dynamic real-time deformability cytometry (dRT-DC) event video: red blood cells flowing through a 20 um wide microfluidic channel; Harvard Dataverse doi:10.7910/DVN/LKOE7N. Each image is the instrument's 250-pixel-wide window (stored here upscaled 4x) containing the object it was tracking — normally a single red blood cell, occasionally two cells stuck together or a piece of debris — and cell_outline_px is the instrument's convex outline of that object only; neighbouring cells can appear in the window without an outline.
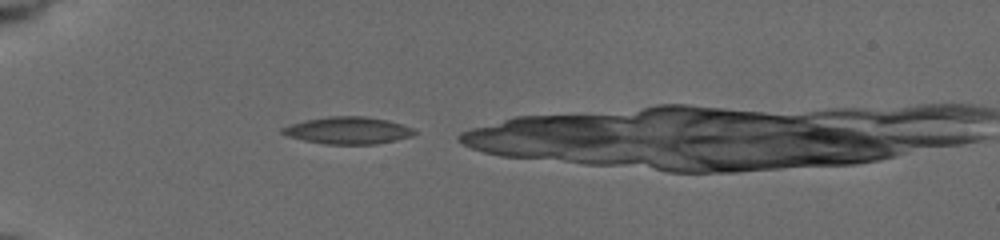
{"species": "common noctule bat (a hibernating species)", "species_latin": "Nyctalus noctula", "temperature_condition": "cold", "stored_images_in_passage": 10, "camera_frame_rate_fps": 3000, "um_per_image_px": 0.085, "animal": {"sex": "female", "body_mass_g": 19.5, "forearm_length_mm": 54.1}, "frame": {"image": 1, "passage_image": 1, "time_ms": 0.0, "image_size_px": [1000, 240], "cell_outline_px": [[416, 132], [412, 136], [396, 140], [376, 144], [328, 144], [304, 140], [288, 136], [280, 132], [280, 128], [304, 120], [328, 116], [364, 116], [388, 120], [412, 128]], "centroid_in_image_um": [29.56, 11.08], "position_along_channel_um": 55.4, "area_um2": 20.75}}
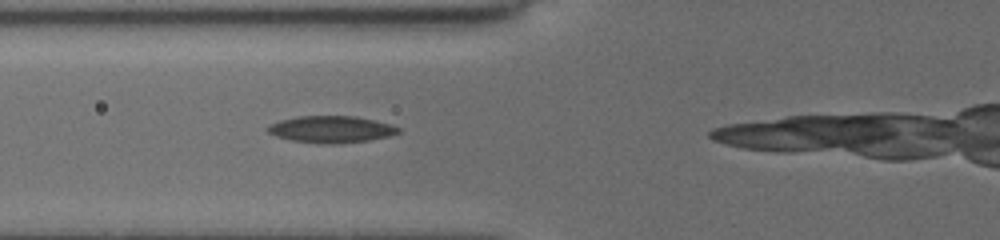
{"frame": {"image": 2, "passage_image": 6, "time_ms": 1.667, "image_size_px": [1000, 240], "cell_outline_px": [[400, 132], [388, 136], [368, 140], [340, 144], [320, 144], [292, 140], [276, 136], [268, 132], [264, 128], [268, 124], [280, 120], [296, 116], [356, 116], [392, 124], [400, 128]], "centroid_in_image_um": [28.12, 10.99], "position_along_channel_um": 97.7, "area_um2": 20.63}}
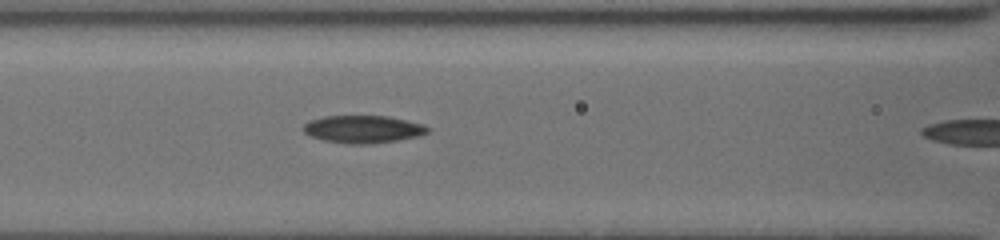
{"frame": {"image": 3, "passage_image": 9, "time_ms": 2.667, "image_size_px": [1000, 240], "cell_outline_px": [[432, 128], [428, 132], [416, 136], [396, 140], [372, 144], [348, 144], [324, 140], [312, 136], [304, 132], [300, 128], [308, 120], [324, 116], [388, 116], [424, 124]], "centroid_in_image_um": [30.84, 10.97], "position_along_channel_um": 135.8, "area_um2": 20.06}}